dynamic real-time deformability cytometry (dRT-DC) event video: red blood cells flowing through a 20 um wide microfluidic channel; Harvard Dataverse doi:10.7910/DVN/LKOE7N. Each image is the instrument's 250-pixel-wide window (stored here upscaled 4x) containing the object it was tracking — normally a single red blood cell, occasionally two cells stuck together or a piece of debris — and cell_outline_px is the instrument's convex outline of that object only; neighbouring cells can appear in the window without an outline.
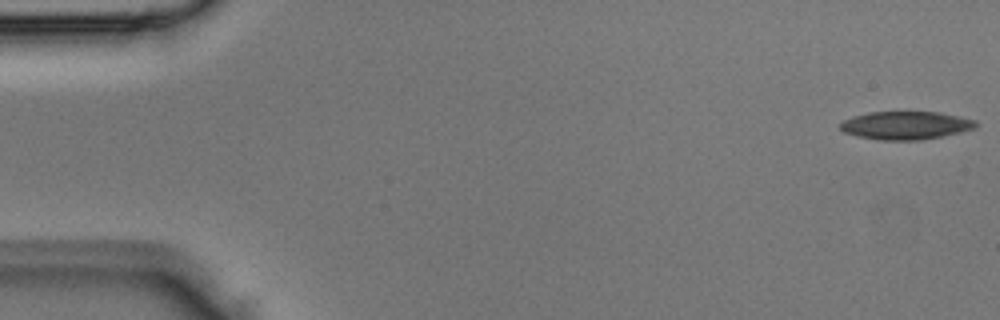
{"species": "Egyptian fruit bat (a non-hibernating species)", "species_latin": "Rousettus aegyptiacus", "temperature_condition": "room temperature", "stored_images_in_passage": 3, "camera_frame_rate_fps": 3000, "um_per_image_px": 0.085, "animal": {"sex": "male"}, "frame": {"image": 1, "passage_image": 1, "time_ms": 0.0, "image_size_px": [1000, 320], "cell_outline_px": [[976, 128], [944, 136], [920, 140], [880, 140], [856, 136], [844, 132], [840, 128], [840, 124], [844, 120], [852, 116], [868, 112], [940, 112], [960, 116], [976, 120]], "centroid_in_image_um": [76.99, 10.66], "position_along_channel_um": 8.0, "area_um2": 22.31}}
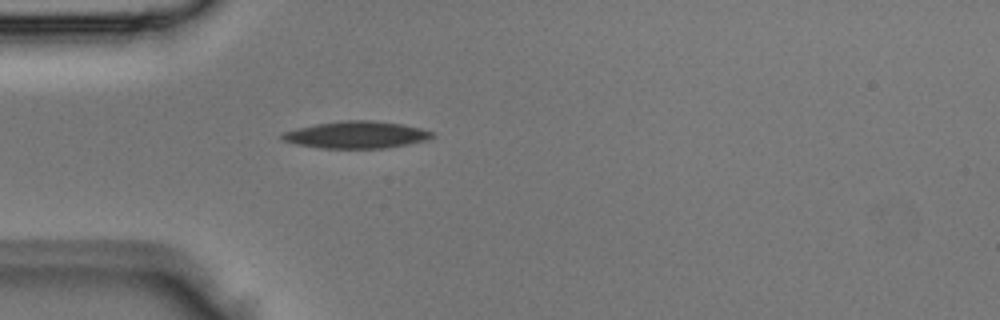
{"frame": {"image": 2, "passage_image": 3, "time_ms": 0.667, "image_size_px": [1000, 320], "cell_outline_px": [[436, 136], [428, 140], [388, 148], [320, 148], [296, 144], [284, 140], [280, 136], [280, 132], [296, 128], [316, 124], [344, 120], [372, 120], [400, 124], [420, 128], [436, 132]], "centroid_in_image_um": [30.32, 11.46], "position_along_channel_um": 54.7, "area_um2": 23.81}}